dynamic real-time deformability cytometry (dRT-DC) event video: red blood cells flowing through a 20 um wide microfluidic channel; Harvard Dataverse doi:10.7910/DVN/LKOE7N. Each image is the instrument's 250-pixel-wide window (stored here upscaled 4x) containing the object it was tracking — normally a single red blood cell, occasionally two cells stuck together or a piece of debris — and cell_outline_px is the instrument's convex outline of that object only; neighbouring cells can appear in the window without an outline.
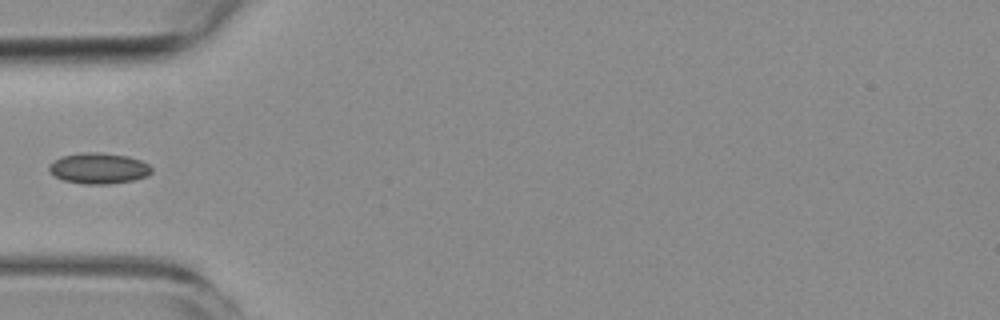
{"species": "common noctule bat (a hibernating species)", "species_latin": "Nyctalus noctula", "temperature_condition": "room temperature", "stored_images_in_passage": 3, "camera_frame_rate_fps": 3000, "um_per_image_px": 0.085, "animal": {"sex": "female", "body_mass_g": 19.3, "forearm_length_mm": 54.1}, "frame": {"image": 1, "passage_image": 3, "time_ms": 3.333, "image_size_px": [1000, 320], "cell_outline_px": [[152, 172], [148, 176], [132, 180], [108, 184], [84, 184], [64, 180], [48, 172], [48, 164], [60, 156], [80, 152], [100, 152], [128, 156], [140, 160], [148, 164], [152, 168]], "centroid_in_image_um": [8.36, 14.29], "position_along_channel_um": 76.6, "area_um2": 18.61}}